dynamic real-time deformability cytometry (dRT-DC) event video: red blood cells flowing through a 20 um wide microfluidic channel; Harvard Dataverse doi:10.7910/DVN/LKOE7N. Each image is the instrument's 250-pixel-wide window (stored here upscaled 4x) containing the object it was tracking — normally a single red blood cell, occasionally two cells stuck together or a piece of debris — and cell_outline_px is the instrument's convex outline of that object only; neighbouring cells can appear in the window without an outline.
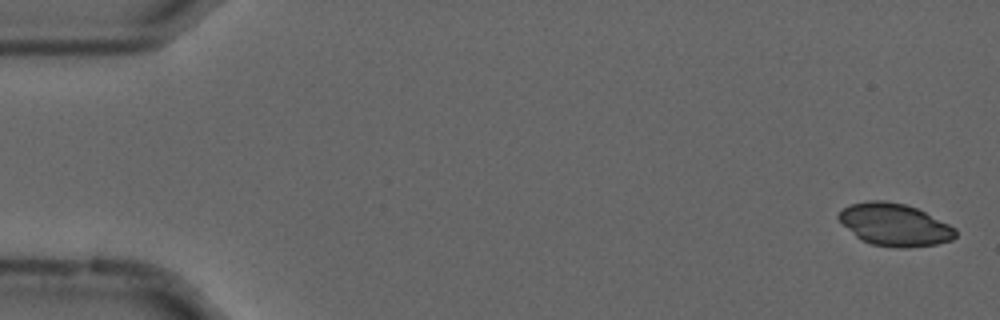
{"species": "common noctule bat (a hibernating species)", "species_latin": "Nyctalus noctula", "temperature_condition": "cold", "stored_images_in_passage": 54, "camera_frame_rate_fps": 3000, "um_per_image_px": 0.085, "animal": {"sex": "male", "forearm_length_mm": 52.5}, "frame": {"image": 1, "passage_image": 1, "time_ms": 0.0, "image_size_px": [1000, 320], "cell_outline_px": [[956, 236], [952, 240], [936, 244], [908, 248], [896, 248], [872, 244], [860, 240], [836, 216], [844, 208], [852, 204], [868, 200], [884, 200], [904, 204], [916, 208], [956, 228]], "centroid_in_image_um": [76.05, 19.11], "position_along_channel_um": 9.0, "area_um2": 28.61}}